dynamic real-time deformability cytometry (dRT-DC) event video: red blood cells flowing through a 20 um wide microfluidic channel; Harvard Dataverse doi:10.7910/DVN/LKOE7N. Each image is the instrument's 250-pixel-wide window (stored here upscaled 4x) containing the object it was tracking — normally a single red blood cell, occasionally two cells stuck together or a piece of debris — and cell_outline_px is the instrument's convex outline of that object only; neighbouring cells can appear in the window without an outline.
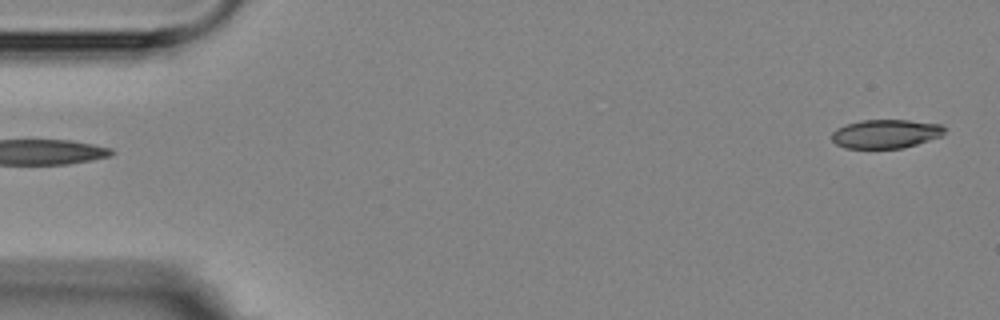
{"species": "Egyptian fruit bat (a non-hibernating species)", "species_latin": "Rousettus aegyptiacus", "temperature_condition": "room temperature", "stored_images_in_passage": 4, "segment_of_instrument_passage": [2, 2], "camera_frame_rate_fps": 3000, "um_per_image_px": 0.085, "animal": {"sex": "female"}, "frame": {"image": 1, "passage_image": 4, "time_ms": 4.333, "image_size_px": [1000, 320], "cell_outline_px": [[948, 128], [940, 136], [904, 148], [844, 148], [836, 144], [832, 140], [832, 132], [836, 128], [860, 120], [908, 120], [940, 124]], "centroid_in_image_um": [75.28, 11.37], "position_along_channel_um": 9.7, "area_um2": 18.9}}